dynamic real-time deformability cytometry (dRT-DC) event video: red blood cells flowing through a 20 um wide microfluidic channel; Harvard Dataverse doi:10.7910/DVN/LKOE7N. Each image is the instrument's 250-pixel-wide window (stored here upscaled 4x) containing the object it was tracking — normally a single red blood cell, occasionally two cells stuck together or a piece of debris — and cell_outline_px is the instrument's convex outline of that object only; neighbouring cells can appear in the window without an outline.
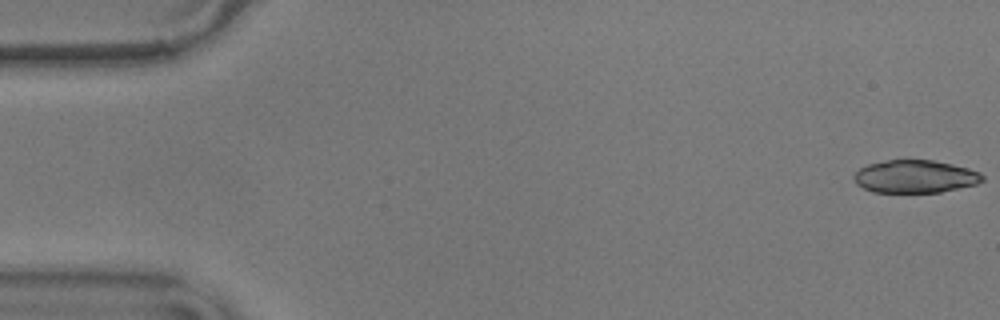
{"species": "common noctule bat (a hibernating species)", "species_latin": "Nyctalus noctula", "temperature_condition": "warm", "stored_images_in_passage": 56, "camera_frame_rate_fps": 3000, "um_per_image_px": 0.085, "animal": {"sex": "male", "body_mass_g": 17.9}, "frame": {"image": 1, "passage_image": 1, "time_ms": 0.0, "image_size_px": [1000, 320], "cell_outline_px": [[984, 180], [976, 184], [940, 192], [872, 192], [856, 184], [852, 176], [860, 168], [868, 164], [888, 160], [932, 160], [952, 164], [968, 168], [980, 172], [984, 176]], "centroid_in_image_um": [77.78, 15.0], "position_along_channel_um": 7.2, "area_um2": 24.51}}
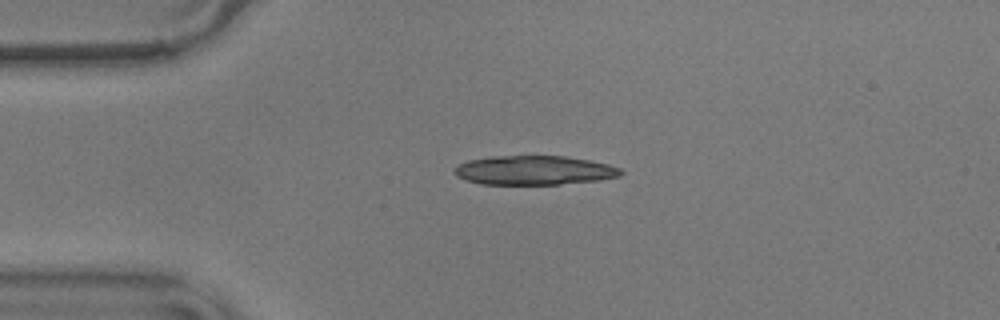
{"frame": {"image": 2, "passage_image": 13, "time_ms": 4.0, "image_size_px": [1000, 320], "cell_outline_px": [[624, 172], [620, 176], [600, 180], [560, 184], [480, 184], [456, 176], [452, 172], [460, 164], [468, 160], [492, 156], [564, 156], [588, 160], [608, 164], [620, 168]], "centroid_in_image_um": [45.42, 14.47], "position_along_channel_um": 39.6, "area_um2": 28.21}}